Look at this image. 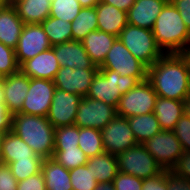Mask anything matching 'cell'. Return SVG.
<instances>
[{
    "label": "cell",
    "mask_w": 190,
    "mask_h": 190,
    "mask_svg": "<svg viewBox=\"0 0 190 190\" xmlns=\"http://www.w3.org/2000/svg\"><path fill=\"white\" fill-rule=\"evenodd\" d=\"M147 80L159 97L184 101L189 96L190 69L182 53L160 57L147 69Z\"/></svg>",
    "instance_id": "cell-1"
},
{
    "label": "cell",
    "mask_w": 190,
    "mask_h": 190,
    "mask_svg": "<svg viewBox=\"0 0 190 190\" xmlns=\"http://www.w3.org/2000/svg\"><path fill=\"white\" fill-rule=\"evenodd\" d=\"M11 131L39 156L53 157L55 128L47 117L24 113L13 114Z\"/></svg>",
    "instance_id": "cell-2"
},
{
    "label": "cell",
    "mask_w": 190,
    "mask_h": 190,
    "mask_svg": "<svg viewBox=\"0 0 190 190\" xmlns=\"http://www.w3.org/2000/svg\"><path fill=\"white\" fill-rule=\"evenodd\" d=\"M152 32L165 54L183 53L190 46V31L170 0L158 15Z\"/></svg>",
    "instance_id": "cell-3"
},
{
    "label": "cell",
    "mask_w": 190,
    "mask_h": 190,
    "mask_svg": "<svg viewBox=\"0 0 190 190\" xmlns=\"http://www.w3.org/2000/svg\"><path fill=\"white\" fill-rule=\"evenodd\" d=\"M147 77L120 76L109 69H99L91 82L86 97L99 100L117 108L119 99Z\"/></svg>",
    "instance_id": "cell-4"
},
{
    "label": "cell",
    "mask_w": 190,
    "mask_h": 190,
    "mask_svg": "<svg viewBox=\"0 0 190 190\" xmlns=\"http://www.w3.org/2000/svg\"><path fill=\"white\" fill-rule=\"evenodd\" d=\"M118 38L147 68L165 54L156 43L152 30L127 24Z\"/></svg>",
    "instance_id": "cell-5"
},
{
    "label": "cell",
    "mask_w": 190,
    "mask_h": 190,
    "mask_svg": "<svg viewBox=\"0 0 190 190\" xmlns=\"http://www.w3.org/2000/svg\"><path fill=\"white\" fill-rule=\"evenodd\" d=\"M116 157L119 172L141 179L154 177L163 171L143 144H137Z\"/></svg>",
    "instance_id": "cell-6"
},
{
    "label": "cell",
    "mask_w": 190,
    "mask_h": 190,
    "mask_svg": "<svg viewBox=\"0 0 190 190\" xmlns=\"http://www.w3.org/2000/svg\"><path fill=\"white\" fill-rule=\"evenodd\" d=\"M158 96L146 79L139 82L134 88L123 94L117 106V115L133 117L152 113Z\"/></svg>",
    "instance_id": "cell-7"
},
{
    "label": "cell",
    "mask_w": 190,
    "mask_h": 190,
    "mask_svg": "<svg viewBox=\"0 0 190 190\" xmlns=\"http://www.w3.org/2000/svg\"><path fill=\"white\" fill-rule=\"evenodd\" d=\"M143 145L163 170L171 171L184 152L175 133L168 130H161Z\"/></svg>",
    "instance_id": "cell-8"
},
{
    "label": "cell",
    "mask_w": 190,
    "mask_h": 190,
    "mask_svg": "<svg viewBox=\"0 0 190 190\" xmlns=\"http://www.w3.org/2000/svg\"><path fill=\"white\" fill-rule=\"evenodd\" d=\"M99 69L118 72L120 76L147 77V67L140 62L117 38Z\"/></svg>",
    "instance_id": "cell-9"
},
{
    "label": "cell",
    "mask_w": 190,
    "mask_h": 190,
    "mask_svg": "<svg viewBox=\"0 0 190 190\" xmlns=\"http://www.w3.org/2000/svg\"><path fill=\"white\" fill-rule=\"evenodd\" d=\"M117 116V108L105 102L83 97L79 103L74 125L102 130Z\"/></svg>",
    "instance_id": "cell-10"
},
{
    "label": "cell",
    "mask_w": 190,
    "mask_h": 190,
    "mask_svg": "<svg viewBox=\"0 0 190 190\" xmlns=\"http://www.w3.org/2000/svg\"><path fill=\"white\" fill-rule=\"evenodd\" d=\"M101 133L104 151L115 156L138 144L126 117L117 115Z\"/></svg>",
    "instance_id": "cell-11"
},
{
    "label": "cell",
    "mask_w": 190,
    "mask_h": 190,
    "mask_svg": "<svg viewBox=\"0 0 190 190\" xmlns=\"http://www.w3.org/2000/svg\"><path fill=\"white\" fill-rule=\"evenodd\" d=\"M55 89L54 81L30 78V86L19 113L46 117Z\"/></svg>",
    "instance_id": "cell-12"
},
{
    "label": "cell",
    "mask_w": 190,
    "mask_h": 190,
    "mask_svg": "<svg viewBox=\"0 0 190 190\" xmlns=\"http://www.w3.org/2000/svg\"><path fill=\"white\" fill-rule=\"evenodd\" d=\"M51 47L52 45L41 24H24L15 49L16 60L21 66L28 59Z\"/></svg>",
    "instance_id": "cell-13"
},
{
    "label": "cell",
    "mask_w": 190,
    "mask_h": 190,
    "mask_svg": "<svg viewBox=\"0 0 190 190\" xmlns=\"http://www.w3.org/2000/svg\"><path fill=\"white\" fill-rule=\"evenodd\" d=\"M82 98L81 95L71 94L58 88L55 89L51 106L46 116L54 128L74 125Z\"/></svg>",
    "instance_id": "cell-14"
},
{
    "label": "cell",
    "mask_w": 190,
    "mask_h": 190,
    "mask_svg": "<svg viewBox=\"0 0 190 190\" xmlns=\"http://www.w3.org/2000/svg\"><path fill=\"white\" fill-rule=\"evenodd\" d=\"M99 68L72 69L68 66L60 67L54 81L56 88L71 94L86 97L93 77Z\"/></svg>",
    "instance_id": "cell-15"
},
{
    "label": "cell",
    "mask_w": 190,
    "mask_h": 190,
    "mask_svg": "<svg viewBox=\"0 0 190 190\" xmlns=\"http://www.w3.org/2000/svg\"><path fill=\"white\" fill-rule=\"evenodd\" d=\"M1 86L7 109L12 114L19 113L22 110L30 86V78L19 70L14 74L1 78Z\"/></svg>",
    "instance_id": "cell-16"
},
{
    "label": "cell",
    "mask_w": 190,
    "mask_h": 190,
    "mask_svg": "<svg viewBox=\"0 0 190 190\" xmlns=\"http://www.w3.org/2000/svg\"><path fill=\"white\" fill-rule=\"evenodd\" d=\"M61 67L72 69L99 68L90 59L81 41H70L52 46Z\"/></svg>",
    "instance_id": "cell-17"
},
{
    "label": "cell",
    "mask_w": 190,
    "mask_h": 190,
    "mask_svg": "<svg viewBox=\"0 0 190 190\" xmlns=\"http://www.w3.org/2000/svg\"><path fill=\"white\" fill-rule=\"evenodd\" d=\"M60 67V63L57 61L54 50L51 47L25 61L20 66V70L29 78L53 81Z\"/></svg>",
    "instance_id": "cell-18"
},
{
    "label": "cell",
    "mask_w": 190,
    "mask_h": 190,
    "mask_svg": "<svg viewBox=\"0 0 190 190\" xmlns=\"http://www.w3.org/2000/svg\"><path fill=\"white\" fill-rule=\"evenodd\" d=\"M169 0H136L127 12L128 24L152 30L158 15Z\"/></svg>",
    "instance_id": "cell-19"
},
{
    "label": "cell",
    "mask_w": 190,
    "mask_h": 190,
    "mask_svg": "<svg viewBox=\"0 0 190 190\" xmlns=\"http://www.w3.org/2000/svg\"><path fill=\"white\" fill-rule=\"evenodd\" d=\"M24 22L11 2L0 9V42L16 49Z\"/></svg>",
    "instance_id": "cell-20"
},
{
    "label": "cell",
    "mask_w": 190,
    "mask_h": 190,
    "mask_svg": "<svg viewBox=\"0 0 190 190\" xmlns=\"http://www.w3.org/2000/svg\"><path fill=\"white\" fill-rule=\"evenodd\" d=\"M95 7L97 12L98 30L119 37L121 31L128 24L127 12L103 2H99Z\"/></svg>",
    "instance_id": "cell-21"
},
{
    "label": "cell",
    "mask_w": 190,
    "mask_h": 190,
    "mask_svg": "<svg viewBox=\"0 0 190 190\" xmlns=\"http://www.w3.org/2000/svg\"><path fill=\"white\" fill-rule=\"evenodd\" d=\"M29 157H41L35 153L17 134L9 131L3 134L0 145V162L9 164Z\"/></svg>",
    "instance_id": "cell-22"
},
{
    "label": "cell",
    "mask_w": 190,
    "mask_h": 190,
    "mask_svg": "<svg viewBox=\"0 0 190 190\" xmlns=\"http://www.w3.org/2000/svg\"><path fill=\"white\" fill-rule=\"evenodd\" d=\"M117 38L115 35L95 30L91 31L81 43L91 61L99 67Z\"/></svg>",
    "instance_id": "cell-23"
},
{
    "label": "cell",
    "mask_w": 190,
    "mask_h": 190,
    "mask_svg": "<svg viewBox=\"0 0 190 190\" xmlns=\"http://www.w3.org/2000/svg\"><path fill=\"white\" fill-rule=\"evenodd\" d=\"M52 0H12L24 24H41L49 17Z\"/></svg>",
    "instance_id": "cell-24"
},
{
    "label": "cell",
    "mask_w": 190,
    "mask_h": 190,
    "mask_svg": "<svg viewBox=\"0 0 190 190\" xmlns=\"http://www.w3.org/2000/svg\"><path fill=\"white\" fill-rule=\"evenodd\" d=\"M153 113L162 130L173 131L177 121L184 114L183 101L158 96Z\"/></svg>",
    "instance_id": "cell-25"
},
{
    "label": "cell",
    "mask_w": 190,
    "mask_h": 190,
    "mask_svg": "<svg viewBox=\"0 0 190 190\" xmlns=\"http://www.w3.org/2000/svg\"><path fill=\"white\" fill-rule=\"evenodd\" d=\"M41 171L44 175L46 190H73L69 170L55 159L44 158Z\"/></svg>",
    "instance_id": "cell-26"
},
{
    "label": "cell",
    "mask_w": 190,
    "mask_h": 190,
    "mask_svg": "<svg viewBox=\"0 0 190 190\" xmlns=\"http://www.w3.org/2000/svg\"><path fill=\"white\" fill-rule=\"evenodd\" d=\"M85 165L97 182H113L119 172L117 157L107 152L88 158Z\"/></svg>",
    "instance_id": "cell-27"
},
{
    "label": "cell",
    "mask_w": 190,
    "mask_h": 190,
    "mask_svg": "<svg viewBox=\"0 0 190 190\" xmlns=\"http://www.w3.org/2000/svg\"><path fill=\"white\" fill-rule=\"evenodd\" d=\"M127 119L138 144H143L162 130L153 112Z\"/></svg>",
    "instance_id": "cell-28"
},
{
    "label": "cell",
    "mask_w": 190,
    "mask_h": 190,
    "mask_svg": "<svg viewBox=\"0 0 190 190\" xmlns=\"http://www.w3.org/2000/svg\"><path fill=\"white\" fill-rule=\"evenodd\" d=\"M72 41H82L91 31L98 30L96 7H82L71 22Z\"/></svg>",
    "instance_id": "cell-29"
},
{
    "label": "cell",
    "mask_w": 190,
    "mask_h": 190,
    "mask_svg": "<svg viewBox=\"0 0 190 190\" xmlns=\"http://www.w3.org/2000/svg\"><path fill=\"white\" fill-rule=\"evenodd\" d=\"M50 44L56 45L72 41L71 23L49 16L42 23Z\"/></svg>",
    "instance_id": "cell-30"
},
{
    "label": "cell",
    "mask_w": 190,
    "mask_h": 190,
    "mask_svg": "<svg viewBox=\"0 0 190 190\" xmlns=\"http://www.w3.org/2000/svg\"><path fill=\"white\" fill-rule=\"evenodd\" d=\"M78 147L88 158L104 153L101 130L96 128H79Z\"/></svg>",
    "instance_id": "cell-31"
},
{
    "label": "cell",
    "mask_w": 190,
    "mask_h": 190,
    "mask_svg": "<svg viewBox=\"0 0 190 190\" xmlns=\"http://www.w3.org/2000/svg\"><path fill=\"white\" fill-rule=\"evenodd\" d=\"M52 158L68 170L83 166L88 161V157L79 147L54 148Z\"/></svg>",
    "instance_id": "cell-32"
},
{
    "label": "cell",
    "mask_w": 190,
    "mask_h": 190,
    "mask_svg": "<svg viewBox=\"0 0 190 190\" xmlns=\"http://www.w3.org/2000/svg\"><path fill=\"white\" fill-rule=\"evenodd\" d=\"M43 157H29L28 159L16 160L8 165L16 180L22 181L42 170Z\"/></svg>",
    "instance_id": "cell-33"
},
{
    "label": "cell",
    "mask_w": 190,
    "mask_h": 190,
    "mask_svg": "<svg viewBox=\"0 0 190 190\" xmlns=\"http://www.w3.org/2000/svg\"><path fill=\"white\" fill-rule=\"evenodd\" d=\"M81 9L78 0H52L49 16L71 23Z\"/></svg>",
    "instance_id": "cell-34"
},
{
    "label": "cell",
    "mask_w": 190,
    "mask_h": 190,
    "mask_svg": "<svg viewBox=\"0 0 190 190\" xmlns=\"http://www.w3.org/2000/svg\"><path fill=\"white\" fill-rule=\"evenodd\" d=\"M73 190H94L98 184L86 165L69 170Z\"/></svg>",
    "instance_id": "cell-35"
},
{
    "label": "cell",
    "mask_w": 190,
    "mask_h": 190,
    "mask_svg": "<svg viewBox=\"0 0 190 190\" xmlns=\"http://www.w3.org/2000/svg\"><path fill=\"white\" fill-rule=\"evenodd\" d=\"M79 127L76 125L55 128L54 148L78 147Z\"/></svg>",
    "instance_id": "cell-36"
},
{
    "label": "cell",
    "mask_w": 190,
    "mask_h": 190,
    "mask_svg": "<svg viewBox=\"0 0 190 190\" xmlns=\"http://www.w3.org/2000/svg\"><path fill=\"white\" fill-rule=\"evenodd\" d=\"M20 70L15 50L0 42V78L14 74Z\"/></svg>",
    "instance_id": "cell-37"
},
{
    "label": "cell",
    "mask_w": 190,
    "mask_h": 190,
    "mask_svg": "<svg viewBox=\"0 0 190 190\" xmlns=\"http://www.w3.org/2000/svg\"><path fill=\"white\" fill-rule=\"evenodd\" d=\"M184 152H190V118L185 114L177 121L173 130Z\"/></svg>",
    "instance_id": "cell-38"
},
{
    "label": "cell",
    "mask_w": 190,
    "mask_h": 190,
    "mask_svg": "<svg viewBox=\"0 0 190 190\" xmlns=\"http://www.w3.org/2000/svg\"><path fill=\"white\" fill-rule=\"evenodd\" d=\"M115 190H142L143 179L118 172L113 180Z\"/></svg>",
    "instance_id": "cell-39"
},
{
    "label": "cell",
    "mask_w": 190,
    "mask_h": 190,
    "mask_svg": "<svg viewBox=\"0 0 190 190\" xmlns=\"http://www.w3.org/2000/svg\"><path fill=\"white\" fill-rule=\"evenodd\" d=\"M17 190H46L44 175L41 172L19 181Z\"/></svg>",
    "instance_id": "cell-40"
},
{
    "label": "cell",
    "mask_w": 190,
    "mask_h": 190,
    "mask_svg": "<svg viewBox=\"0 0 190 190\" xmlns=\"http://www.w3.org/2000/svg\"><path fill=\"white\" fill-rule=\"evenodd\" d=\"M17 185L9 165L0 162V190H17Z\"/></svg>",
    "instance_id": "cell-41"
},
{
    "label": "cell",
    "mask_w": 190,
    "mask_h": 190,
    "mask_svg": "<svg viewBox=\"0 0 190 190\" xmlns=\"http://www.w3.org/2000/svg\"><path fill=\"white\" fill-rule=\"evenodd\" d=\"M171 171L181 178L190 180V152H183Z\"/></svg>",
    "instance_id": "cell-42"
},
{
    "label": "cell",
    "mask_w": 190,
    "mask_h": 190,
    "mask_svg": "<svg viewBox=\"0 0 190 190\" xmlns=\"http://www.w3.org/2000/svg\"><path fill=\"white\" fill-rule=\"evenodd\" d=\"M142 190H168L166 170L154 177L143 179Z\"/></svg>",
    "instance_id": "cell-43"
},
{
    "label": "cell",
    "mask_w": 190,
    "mask_h": 190,
    "mask_svg": "<svg viewBox=\"0 0 190 190\" xmlns=\"http://www.w3.org/2000/svg\"><path fill=\"white\" fill-rule=\"evenodd\" d=\"M166 182L168 190H190V180L181 178L169 170H166Z\"/></svg>",
    "instance_id": "cell-44"
},
{
    "label": "cell",
    "mask_w": 190,
    "mask_h": 190,
    "mask_svg": "<svg viewBox=\"0 0 190 190\" xmlns=\"http://www.w3.org/2000/svg\"><path fill=\"white\" fill-rule=\"evenodd\" d=\"M190 31V0H170Z\"/></svg>",
    "instance_id": "cell-45"
},
{
    "label": "cell",
    "mask_w": 190,
    "mask_h": 190,
    "mask_svg": "<svg viewBox=\"0 0 190 190\" xmlns=\"http://www.w3.org/2000/svg\"><path fill=\"white\" fill-rule=\"evenodd\" d=\"M13 114L7 109L6 104H0V132L5 134L11 131Z\"/></svg>",
    "instance_id": "cell-46"
},
{
    "label": "cell",
    "mask_w": 190,
    "mask_h": 190,
    "mask_svg": "<svg viewBox=\"0 0 190 190\" xmlns=\"http://www.w3.org/2000/svg\"><path fill=\"white\" fill-rule=\"evenodd\" d=\"M136 0H100V2L111 4L117 9L128 12V10L133 6Z\"/></svg>",
    "instance_id": "cell-47"
},
{
    "label": "cell",
    "mask_w": 190,
    "mask_h": 190,
    "mask_svg": "<svg viewBox=\"0 0 190 190\" xmlns=\"http://www.w3.org/2000/svg\"><path fill=\"white\" fill-rule=\"evenodd\" d=\"M94 190H115L113 182H98Z\"/></svg>",
    "instance_id": "cell-48"
},
{
    "label": "cell",
    "mask_w": 190,
    "mask_h": 190,
    "mask_svg": "<svg viewBox=\"0 0 190 190\" xmlns=\"http://www.w3.org/2000/svg\"><path fill=\"white\" fill-rule=\"evenodd\" d=\"M82 7H94L100 0H78Z\"/></svg>",
    "instance_id": "cell-49"
},
{
    "label": "cell",
    "mask_w": 190,
    "mask_h": 190,
    "mask_svg": "<svg viewBox=\"0 0 190 190\" xmlns=\"http://www.w3.org/2000/svg\"><path fill=\"white\" fill-rule=\"evenodd\" d=\"M184 114L190 118V97H187L184 101Z\"/></svg>",
    "instance_id": "cell-50"
},
{
    "label": "cell",
    "mask_w": 190,
    "mask_h": 190,
    "mask_svg": "<svg viewBox=\"0 0 190 190\" xmlns=\"http://www.w3.org/2000/svg\"><path fill=\"white\" fill-rule=\"evenodd\" d=\"M182 54L186 58L190 69V46Z\"/></svg>",
    "instance_id": "cell-51"
},
{
    "label": "cell",
    "mask_w": 190,
    "mask_h": 190,
    "mask_svg": "<svg viewBox=\"0 0 190 190\" xmlns=\"http://www.w3.org/2000/svg\"><path fill=\"white\" fill-rule=\"evenodd\" d=\"M0 104H5L4 103V96H3V89L1 86V78H0Z\"/></svg>",
    "instance_id": "cell-52"
},
{
    "label": "cell",
    "mask_w": 190,
    "mask_h": 190,
    "mask_svg": "<svg viewBox=\"0 0 190 190\" xmlns=\"http://www.w3.org/2000/svg\"><path fill=\"white\" fill-rule=\"evenodd\" d=\"M7 3H9L8 0H0V9H2Z\"/></svg>",
    "instance_id": "cell-53"
},
{
    "label": "cell",
    "mask_w": 190,
    "mask_h": 190,
    "mask_svg": "<svg viewBox=\"0 0 190 190\" xmlns=\"http://www.w3.org/2000/svg\"><path fill=\"white\" fill-rule=\"evenodd\" d=\"M3 134L0 132V145H1V138H2Z\"/></svg>",
    "instance_id": "cell-54"
}]
</instances>
